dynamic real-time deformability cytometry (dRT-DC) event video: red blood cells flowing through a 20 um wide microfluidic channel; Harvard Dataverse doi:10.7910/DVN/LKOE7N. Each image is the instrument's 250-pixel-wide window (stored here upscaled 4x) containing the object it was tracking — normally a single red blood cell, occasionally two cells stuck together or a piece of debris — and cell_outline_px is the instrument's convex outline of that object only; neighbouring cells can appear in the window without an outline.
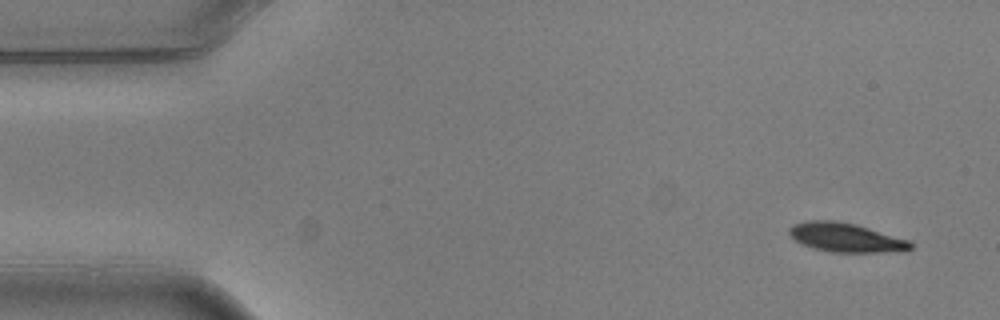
{"species": "common noctule bat (a hibernating species)", "species_latin": "Nyctalus noctula", "temperature_condition": "warm", "stored_images_in_passage": 5, "camera_frame_rate_fps": 3000, "um_per_image_px": 0.085, "animal": {"sex": "male", "body_mass_g": 20.5, "forearm_length_mm": 52.5}, "frame": {"image": 1, "passage_image": 1, "time_ms": 0.0, "image_size_px": [1000, 320], "cell_outline_px": [[912, 248], [908, 252], [828, 252], [812, 248], [800, 244], [788, 232], [788, 228], [792, 224], [808, 220], [832, 220], [852, 224], [868, 228], [908, 240], [912, 244]], "centroid_in_image_um": [71.87, 20.21], "position_along_channel_um": 13.1, "area_um2": 20.58}}
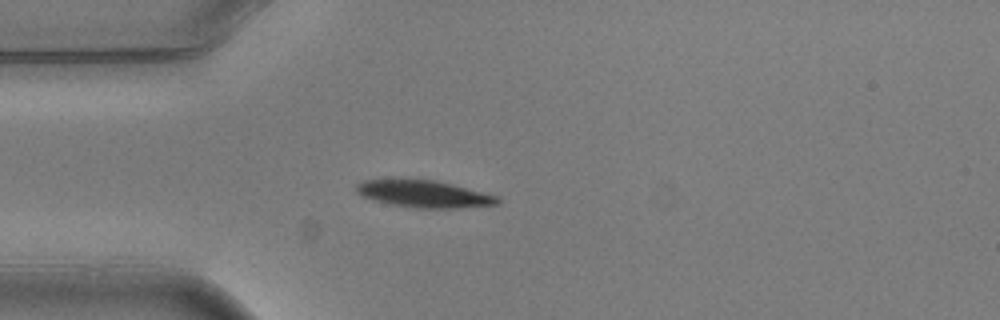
{"frame": {"image": 2, "passage_image": 4, "time_ms": 1.0, "image_size_px": [1000, 320], "cell_outline_px": [[500, 204], [452, 208], [420, 208], [392, 204], [376, 200], [364, 196], [356, 192], [356, 184], [364, 180], [436, 180], [452, 184], [496, 196], [500, 200]], "centroid_in_image_um": [36.05, 16.49], "position_along_channel_um": 49.0, "area_um2": 21.62}}